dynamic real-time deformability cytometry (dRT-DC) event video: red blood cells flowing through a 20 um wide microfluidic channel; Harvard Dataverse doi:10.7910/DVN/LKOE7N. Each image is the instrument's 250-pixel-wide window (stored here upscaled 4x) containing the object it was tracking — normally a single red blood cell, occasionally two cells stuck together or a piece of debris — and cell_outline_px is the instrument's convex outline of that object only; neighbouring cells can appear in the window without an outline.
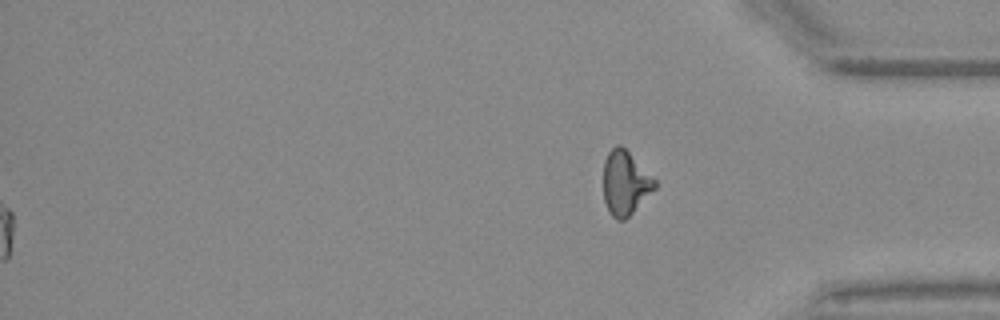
{"species": "Egyptian fruit bat (a non-hibernating species)", "species_latin": "Rousettus aegyptiacus", "temperature_condition": "warm", "stored_images_in_passage": 57, "segment_of_instrument_passage": [2, 2], "camera_frame_rate_fps": 3000, "um_per_image_px": 0.085, "animal": {"sex": "female"}, "frame": {"image": 1, "passage_image": 57, "time_ms": 18.667, "image_size_px": [1000, 320], "cell_outline_px": [[656, 188], [624, 220], [616, 220], [608, 212], [604, 200], [604, 160], [608, 152], [616, 144], [620, 144], [656, 180]], "centroid_in_image_um": [53.12, 15.56], "position_along_channel_um": 382.1, "area_um2": 18.96}}